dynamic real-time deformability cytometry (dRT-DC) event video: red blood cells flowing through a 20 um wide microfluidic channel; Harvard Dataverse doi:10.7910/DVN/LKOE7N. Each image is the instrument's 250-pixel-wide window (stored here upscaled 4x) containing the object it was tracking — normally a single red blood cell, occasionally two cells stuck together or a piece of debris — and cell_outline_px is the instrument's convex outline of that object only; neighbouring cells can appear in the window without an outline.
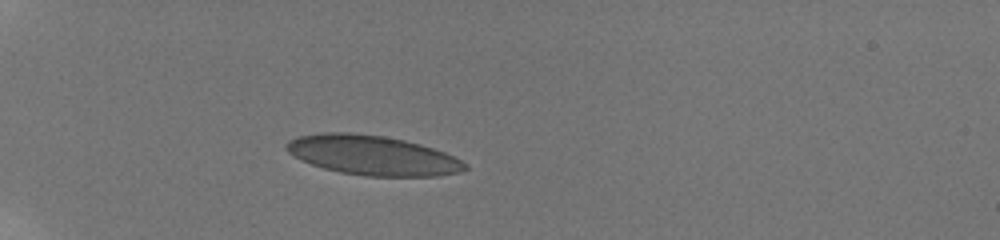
{"species": "human", "species_latin": "Homo sapiens", "temperature_condition": "room temperature", "stored_images_in_passage": 32, "camera_frame_rate_fps": 3000, "um_per_image_px": 0.085, "donor": {"sex": "male"}, "frame": {"image": 1, "passage_image": 5, "time_ms": 2.333, "image_size_px": [1000, 240], "cell_outline_px": [[468, 168], [460, 172], [440, 176], [364, 176], [340, 172], [324, 168], [300, 160], [288, 152], [284, 148], [284, 144], [288, 140], [296, 136], [320, 132], [348, 132], [384, 136], [404, 140], [420, 144], [444, 152], [468, 164]], "centroid_in_image_um": [31.62, 13.19], "position_along_channel_um": 53.4, "area_um2": 41.44}}
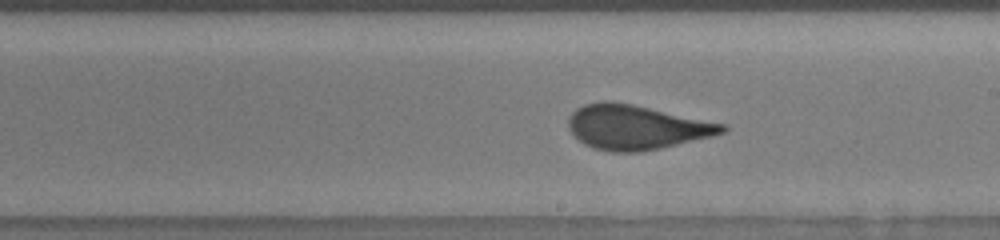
{"frame": {"image": 2, "passage_image": 20, "time_ms": 8.0, "image_size_px": [1000, 240], "cell_outline_px": [[728, 128], [724, 132], [712, 136], [660, 148], [640, 152], [612, 152], [592, 148], [584, 144], [568, 128], [568, 116], [576, 108], [584, 104], [604, 100], [612, 100], [632, 104], [728, 124]], "centroid_in_image_um": [54.07, 10.8], "position_along_channel_um": 234.9, "area_um2": 40.06}}
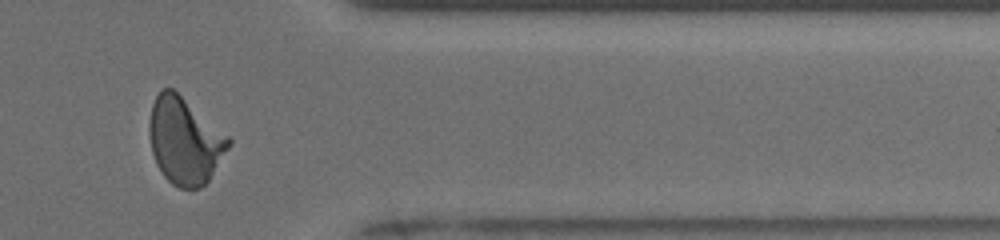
{"frame": {"image": 3, "passage_image": 28, "time_ms": 12.333, "image_size_px": [1000, 240], "cell_outline_px": [[232, 144], [208, 180], [200, 188], [180, 188], [172, 184], [164, 176], [156, 164], [152, 152], [148, 132], [148, 124], [152, 104], [156, 96], [164, 88], [172, 88], [228, 136], [232, 140]], "centroid_in_image_um": [15.68, 11.98], "position_along_channel_um": 395.7, "area_um2": 39.65}, "authors_computed_cell_mechanics": {"area_um2": 39.3907, "velocity_mm_per_s": 3.8757, "shape_relaxation_time_tau1_ms": 7.1979, "shape_relaxation_time_tau2_ms": null, "deformation_change_tau1": 0.2031, "deformation_change_tau2": null}}